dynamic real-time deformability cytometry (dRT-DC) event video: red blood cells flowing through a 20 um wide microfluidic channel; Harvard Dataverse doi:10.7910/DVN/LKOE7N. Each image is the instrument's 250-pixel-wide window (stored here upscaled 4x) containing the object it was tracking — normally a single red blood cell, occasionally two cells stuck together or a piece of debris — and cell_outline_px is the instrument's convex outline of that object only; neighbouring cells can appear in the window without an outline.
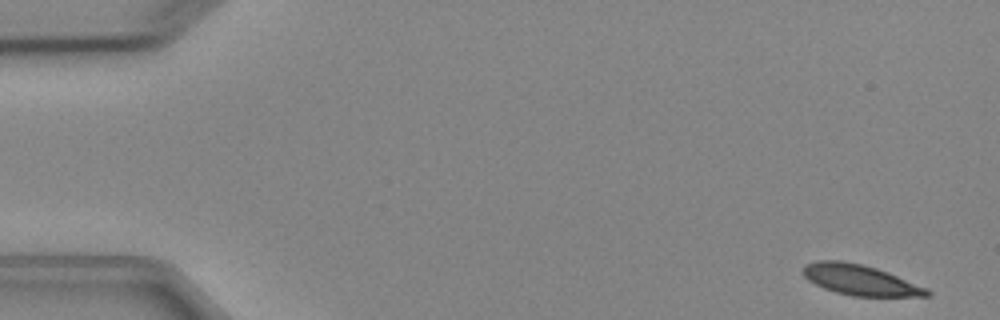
{"species": "Egyptian fruit bat (a non-hibernating species)", "species_latin": "Rousettus aegyptiacus", "temperature_condition": "cold", "stored_images_in_passage": 9, "camera_frame_rate_fps": 3000, "um_per_image_px": 0.085, "animal": {"sex": "female"}, "frame": {"image": 1, "passage_image": 1, "time_ms": 0.0, "image_size_px": [1000, 320], "cell_outline_px": [[932, 296], [852, 296], [836, 292], [824, 288], [808, 280], [804, 276], [804, 264], [816, 260], [840, 260], [860, 264], [876, 268], [888, 272], [928, 288], [932, 292]], "centroid_in_image_um": [73.13, 23.79], "position_along_channel_um": 11.9, "area_um2": 21.96}}
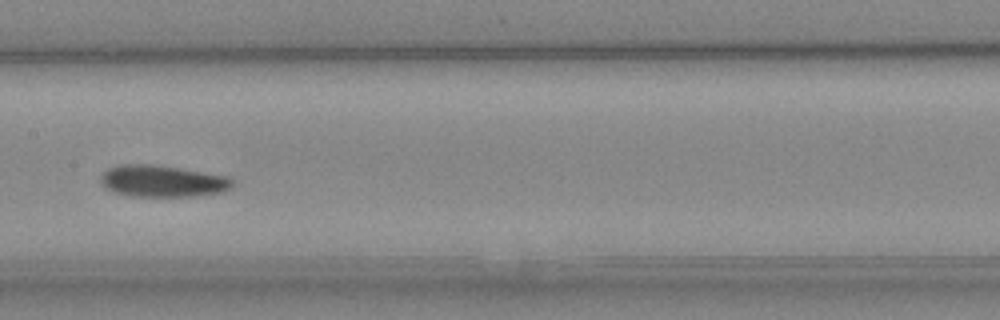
{"frame": {"image": 2, "passage_image": 8, "time_ms": 8.0, "image_size_px": [1000, 320], "cell_outline_px": [[236, 184], [232, 188], [220, 192], [196, 196], [132, 196], [116, 192], [104, 188], [100, 184], [100, 176], [108, 168], [120, 164], [152, 164], [180, 168], [228, 176]], "centroid_in_image_um": [13.81, 15.39], "position_along_channel_um": 193.6, "area_um2": 24.51}}
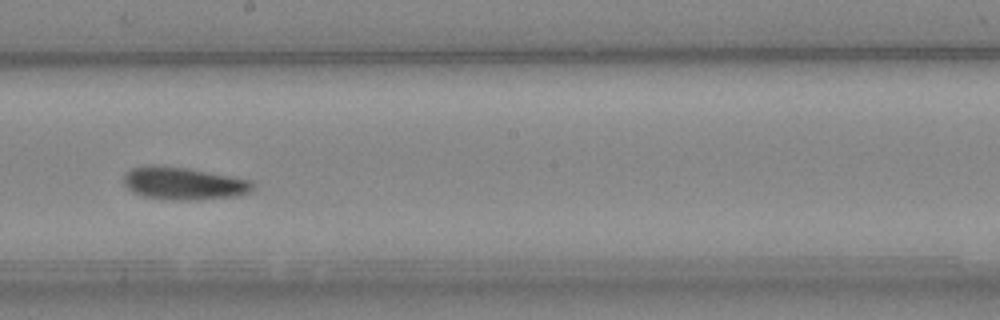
{"frame": {"image": 3, "passage_image": 9, "time_ms": 9.0, "image_size_px": [1000, 320], "cell_outline_px": [[256, 188], [248, 192], [236, 196], [200, 200], [176, 200], [144, 196], [132, 192], [124, 184], [124, 176], [132, 168], [148, 164], [152, 164], [188, 168], [252, 180], [256, 184]], "centroid_in_image_um": [15.64, 15.58], "position_along_channel_um": 232.6, "area_um2": 24.68}}